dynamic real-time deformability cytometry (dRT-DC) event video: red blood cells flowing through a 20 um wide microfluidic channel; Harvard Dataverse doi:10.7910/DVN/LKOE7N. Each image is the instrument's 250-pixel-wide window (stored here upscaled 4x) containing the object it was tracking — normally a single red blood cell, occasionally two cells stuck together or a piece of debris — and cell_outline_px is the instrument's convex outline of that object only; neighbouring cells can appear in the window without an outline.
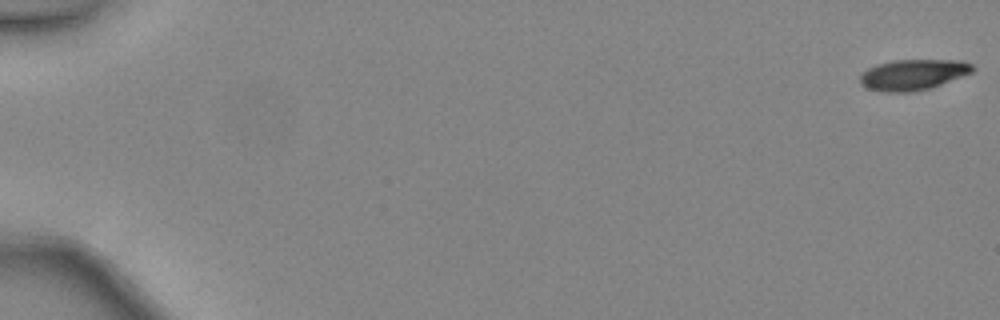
{"species": "common noctule bat (a hibernating species)", "species_latin": "Nyctalus noctula", "temperature_condition": "warm", "stored_images_in_passage": 48, "camera_frame_rate_fps": 3000, "um_per_image_px": 0.085, "animal": {"sex": "female", "body_mass_g": 24.6, "forearm_length_mm": 56.2}, "frame": {"image": 1, "passage_image": 1, "time_ms": 0.0, "image_size_px": [1000, 320], "cell_outline_px": [[976, 68], [972, 72], [940, 84], [928, 88], [908, 92], [884, 92], [868, 88], [860, 84], [860, 76], [868, 68], [876, 64], [892, 60], [964, 60], [972, 64]], "centroid_in_image_um": [77.61, 6.33], "position_along_channel_um": 7.4, "area_um2": 20.0}}
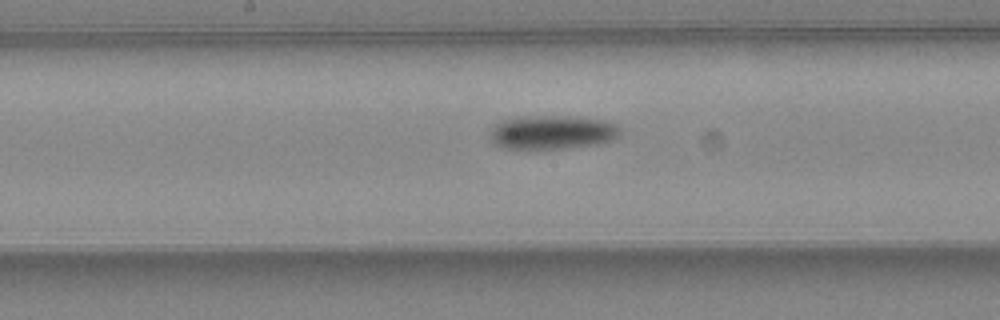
{"frame": {"image": 2, "passage_image": 27, "time_ms": 8.667, "image_size_px": [1000, 320], "cell_outline_px": [[620, 132], [612, 140], [596, 144], [564, 148], [504, 148], [496, 144], [488, 136], [492, 128], [496, 124], [504, 120], [516, 116], [568, 116], [604, 120], [616, 124], [620, 128]], "centroid_in_image_um": [46.92, 11.23], "position_along_channel_um": 201.3, "area_um2": 25.49}}
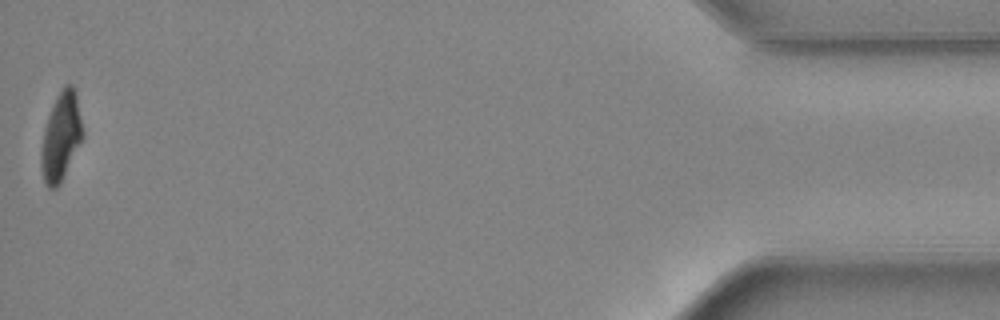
{"frame": {"image": 3, "passage_image": 48, "time_ms": 15.667, "image_size_px": [1000, 320], "cell_outline_px": [[84, 136], [60, 184], [56, 188], [48, 188], [44, 184], [40, 168], [40, 152], [44, 128], [48, 116], [56, 96], [64, 84], [72, 84], [76, 92], [84, 132]], "centroid_in_image_um": [5.18, 11.62], "position_along_channel_um": 430.0, "area_um2": 21.68}, "authors_computed_cell_mechanics": {"area_um2": 22.9466, "velocity_mm_per_s": 4.4762, "shape_relaxation_time_tau1_ms": 3.9063, "shape_relaxation_time_tau2_ms": null, "deformation_change_tau1": 0.1876, "deformation_change_tau2": null}}